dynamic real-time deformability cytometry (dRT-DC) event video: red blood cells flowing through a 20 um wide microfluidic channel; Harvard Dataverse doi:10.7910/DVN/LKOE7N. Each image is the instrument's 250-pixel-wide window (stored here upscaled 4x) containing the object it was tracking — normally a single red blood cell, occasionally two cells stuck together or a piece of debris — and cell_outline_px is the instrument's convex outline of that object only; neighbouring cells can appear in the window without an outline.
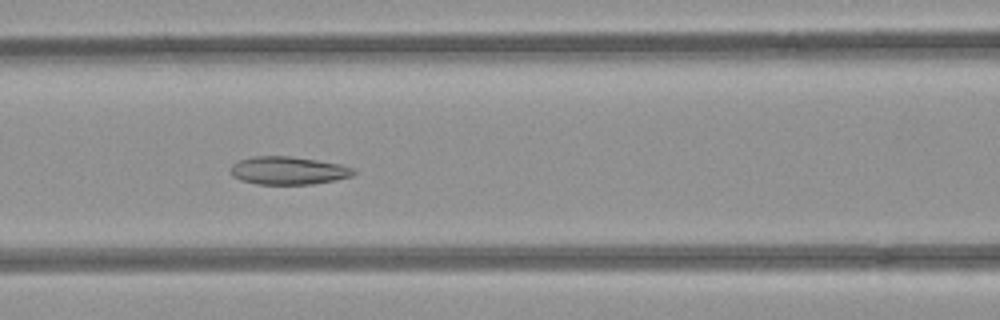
{"species": "common noctule bat (a hibernating species)", "species_latin": "Nyctalus noctula", "temperature_condition": "room temperature", "stored_images_in_passage": 54, "segment_of_instrument_passage": [1, 2], "camera_frame_rate_fps": 3000, "um_per_image_px": 0.085, "animal": {"sex": "female", "body_mass_g": 21.9}, "frame": {"image": 1, "passage_image": 23, "time_ms": 7.333, "image_size_px": [1000, 320], "cell_outline_px": [[356, 172], [352, 176], [336, 180], [312, 184], [256, 184], [240, 180], [232, 176], [228, 172], [232, 164], [240, 160], [252, 156], [288, 156], [316, 160], [340, 164], [352, 168]], "centroid_in_image_um": [24.45, 14.5], "position_along_channel_um": 142.1, "area_um2": 20.11}}
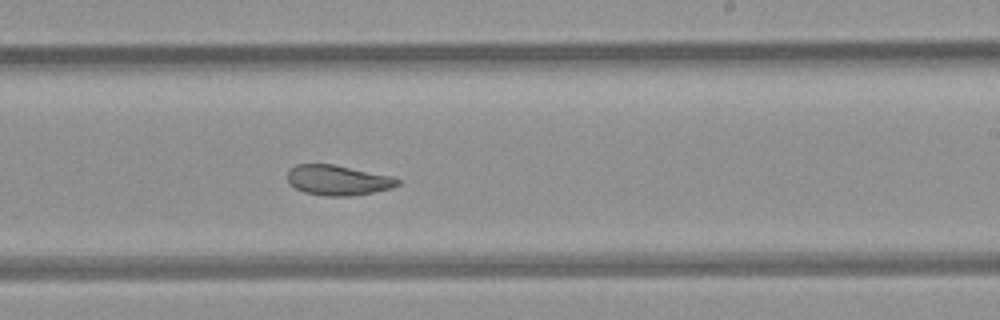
{"frame": {"image": 2, "passage_image": 32, "time_ms": 10.333, "image_size_px": [1000, 320], "cell_outline_px": [[400, 184], [392, 188], [352, 196], [324, 196], [304, 192], [288, 184], [288, 168], [296, 164], [332, 164], [392, 176], [400, 180]], "centroid_in_image_um": [28.7, 15.31], "position_along_channel_um": 260.3, "area_um2": 19.42}}
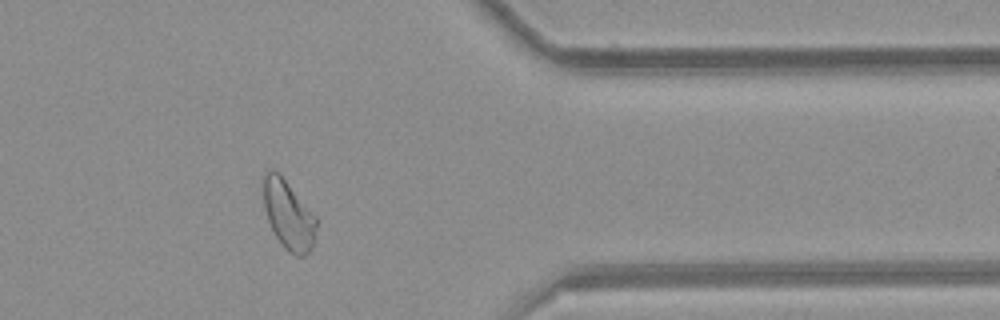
{"frame": {"image": 3, "passage_image": 43, "time_ms": 14.0, "image_size_px": [1000, 320], "cell_outline_px": [[316, 228], [312, 248], [304, 256], [296, 256], [288, 252], [280, 244], [268, 220], [264, 208], [260, 184], [260, 180], [264, 172], [272, 168], [284, 180], [316, 216]], "centroid_in_image_um": [24.46, 18.25], "position_along_channel_um": 386.9, "area_um2": 21.44}}